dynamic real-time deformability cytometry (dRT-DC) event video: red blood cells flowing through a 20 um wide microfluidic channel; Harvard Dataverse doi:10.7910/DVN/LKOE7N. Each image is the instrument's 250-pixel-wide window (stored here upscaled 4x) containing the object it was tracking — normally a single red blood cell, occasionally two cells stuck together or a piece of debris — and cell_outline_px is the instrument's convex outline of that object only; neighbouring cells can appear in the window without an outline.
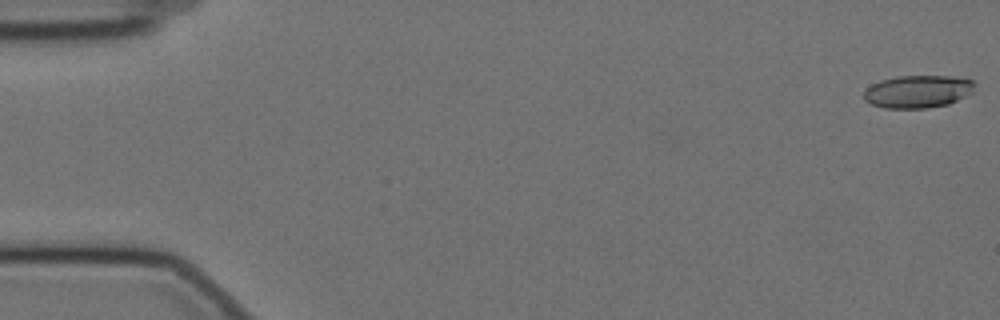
{"species": "Egyptian fruit bat (a non-hibernating species)", "species_latin": "Rousettus aegyptiacus", "temperature_condition": "cold", "stored_images_in_passage": 58, "camera_frame_rate_fps": 3000, "um_per_image_px": 0.085, "animal": {"sex": "female"}, "frame": {"image": 1, "passage_image": 1, "time_ms": 0.0, "image_size_px": [1000, 320], "cell_outline_px": [[976, 84], [972, 92], [948, 104], [928, 108], [884, 108], [872, 104], [864, 100], [864, 92], [872, 84], [880, 80], [896, 76], [952, 76], [972, 80]], "centroid_in_image_um": [78.01, 7.77], "position_along_channel_um": 7.0, "area_um2": 21.04}}
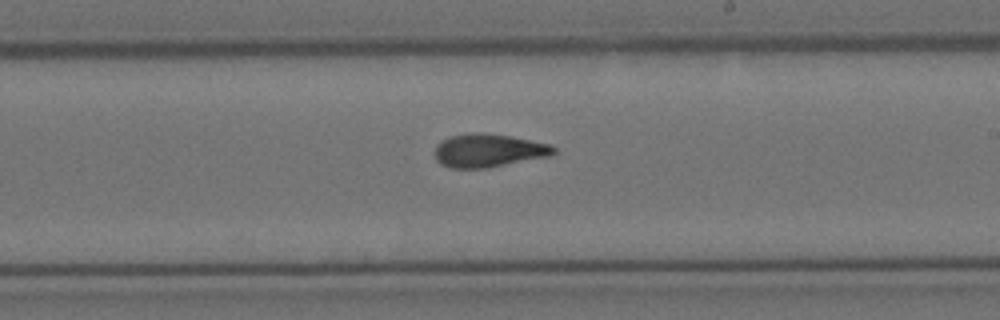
{"frame": {"image": 2, "passage_image": 34, "time_ms": 11.0, "image_size_px": [1000, 320], "cell_outline_px": [[556, 152], [552, 156], [488, 168], [452, 168], [440, 164], [436, 160], [436, 144], [440, 140], [448, 136], [472, 132], [480, 132], [512, 136], [552, 144], [556, 148]], "centroid_in_image_um": [41.55, 12.78], "position_along_channel_um": 247.4, "area_um2": 23.52}}
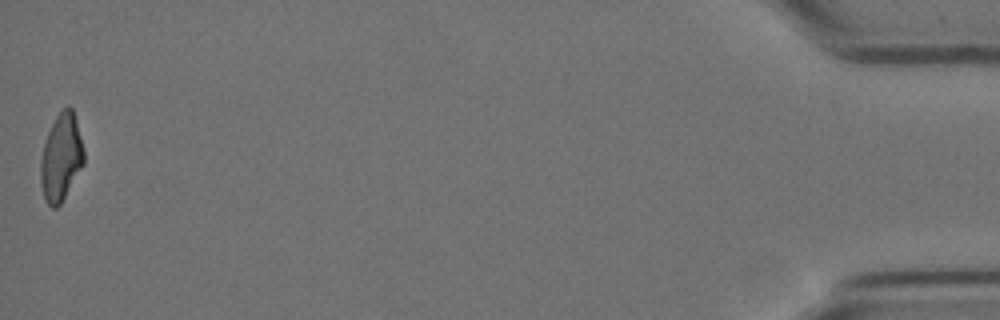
{"frame": {"image": 3, "passage_image": 58, "time_ms": 19.0, "image_size_px": [1000, 320], "cell_outline_px": [[84, 164], [60, 204], [56, 208], [52, 208], [48, 204], [44, 196], [40, 184], [40, 160], [44, 144], [48, 132], [56, 116], [68, 104], [72, 108], [76, 120], [84, 148]], "centroid_in_image_um": [5.19, 13.38], "position_along_channel_um": 430.0, "area_um2": 21.91}, "authors_computed_cell_mechanics": {"area_um2": 22.5131, "velocity_mm_per_s": 3.4928, "shape_relaxation_time_tau1_ms": 9.5675, "shape_relaxation_time_tau2_ms": 2.7808, "deformation_change_tau1": 0.2431, "deformation_change_tau2": 0.109}}